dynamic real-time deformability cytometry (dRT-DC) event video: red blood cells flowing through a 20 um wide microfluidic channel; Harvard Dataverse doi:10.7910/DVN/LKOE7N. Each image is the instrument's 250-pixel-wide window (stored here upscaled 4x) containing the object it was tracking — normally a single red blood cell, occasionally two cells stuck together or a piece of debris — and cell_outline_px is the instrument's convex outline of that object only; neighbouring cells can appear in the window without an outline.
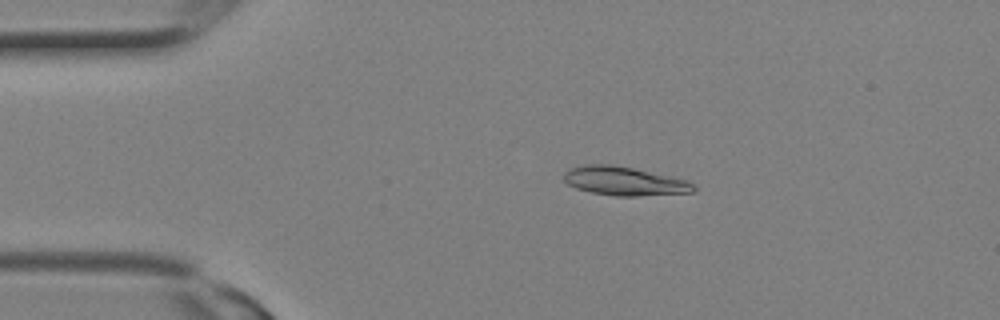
{"species": "Egyptian fruit bat (a non-hibernating species)", "species_latin": "Rousettus aegyptiacus", "temperature_condition": "room temperature", "stored_images_in_passage": 2, "camera_frame_rate_fps": 3000, "um_per_image_px": 0.085, "animal": {"sex": "female"}, "frame": {"image": 1, "passage_image": 2, "time_ms": 0.333, "image_size_px": [1000, 320], "cell_outline_px": [[696, 192], [636, 196], [616, 196], [592, 192], [576, 188], [568, 184], [564, 180], [564, 172], [568, 168], [584, 164], [612, 164], [632, 168], [688, 180], [696, 184]], "centroid_in_image_um": [53.08, 15.39], "position_along_channel_um": 31.9, "area_um2": 21.85}}